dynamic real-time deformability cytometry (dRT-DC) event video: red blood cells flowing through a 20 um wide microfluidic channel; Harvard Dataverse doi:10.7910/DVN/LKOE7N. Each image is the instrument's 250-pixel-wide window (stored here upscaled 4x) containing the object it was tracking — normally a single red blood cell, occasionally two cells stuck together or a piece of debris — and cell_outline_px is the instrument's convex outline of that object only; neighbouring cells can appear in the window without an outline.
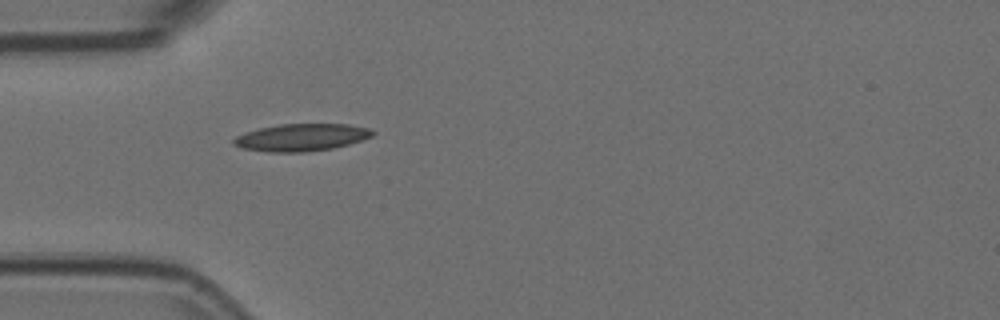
{"species": "Egyptian fruit bat (a non-hibernating species)", "species_latin": "Rousettus aegyptiacus", "temperature_condition": "room temperature", "stored_images_in_passage": 36, "camera_frame_rate_fps": 3000, "um_per_image_px": 0.085, "animal": {"sex": "female"}, "frame": {"image": 1, "passage_image": 1, "time_ms": 0.0, "image_size_px": [1000, 320], "cell_outline_px": [[376, 132], [372, 136], [348, 144], [332, 148], [304, 152], [268, 152], [240, 148], [232, 144], [232, 140], [236, 136], [244, 132], [260, 128], [280, 124], [348, 124], [368, 128]], "centroid_in_image_um": [25.57, 11.68], "position_along_channel_um": 59.4, "area_um2": 22.08}}
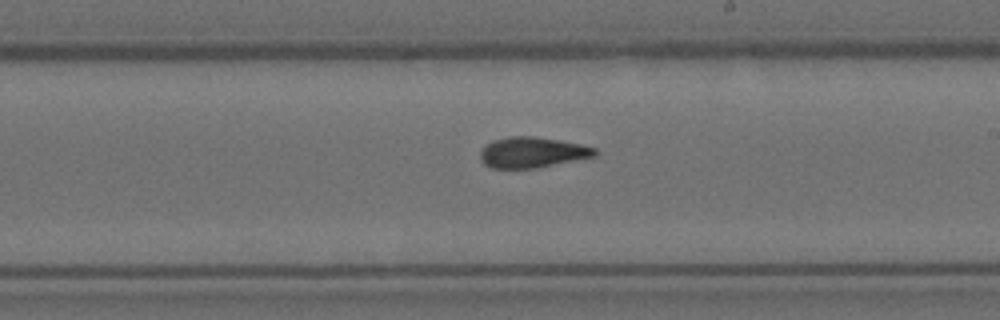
{"frame": {"image": 2, "passage_image": 16, "time_ms": 5.0, "image_size_px": [1000, 320], "cell_outline_px": [[596, 156], [536, 168], [492, 168], [484, 164], [480, 160], [480, 152], [484, 144], [492, 140], [508, 136], [536, 136], [560, 140], [580, 144], [596, 148]], "centroid_in_image_um": [45.2, 12.94], "position_along_channel_um": 243.8, "area_um2": 20.63}}
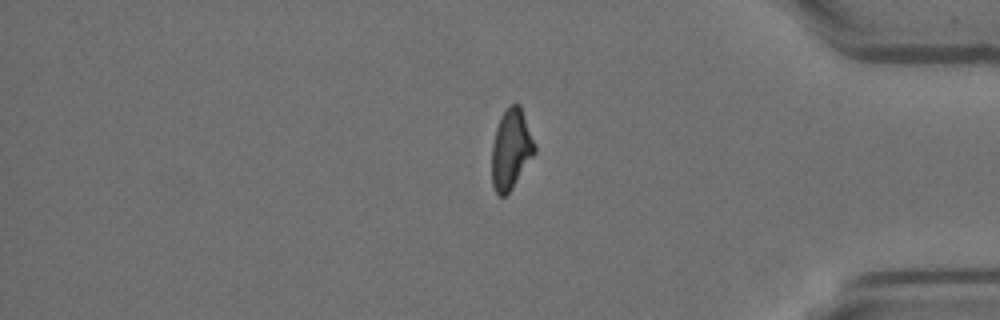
{"frame": {"image": 3, "passage_image": 30, "time_ms": 9.667, "image_size_px": [1000, 320], "cell_outline_px": [[536, 152], [512, 188], [504, 196], [500, 196], [496, 192], [492, 184], [492, 144], [496, 128], [500, 116], [512, 104], [520, 104], [536, 144]], "centroid_in_image_um": [43.45, 12.67], "position_along_channel_um": 391.8, "area_um2": 19.94}, "authors_computed_cell_mechanics": {"area_um2": 20.4034, "velocity_mm_per_s": 3.7256, "shape_relaxation_time_tau1_ms": 8.03, "shape_relaxation_time_tau2_ms": 1.5902, "deformation_change_tau1": 0.2221, "deformation_change_tau2": 0.0858}}